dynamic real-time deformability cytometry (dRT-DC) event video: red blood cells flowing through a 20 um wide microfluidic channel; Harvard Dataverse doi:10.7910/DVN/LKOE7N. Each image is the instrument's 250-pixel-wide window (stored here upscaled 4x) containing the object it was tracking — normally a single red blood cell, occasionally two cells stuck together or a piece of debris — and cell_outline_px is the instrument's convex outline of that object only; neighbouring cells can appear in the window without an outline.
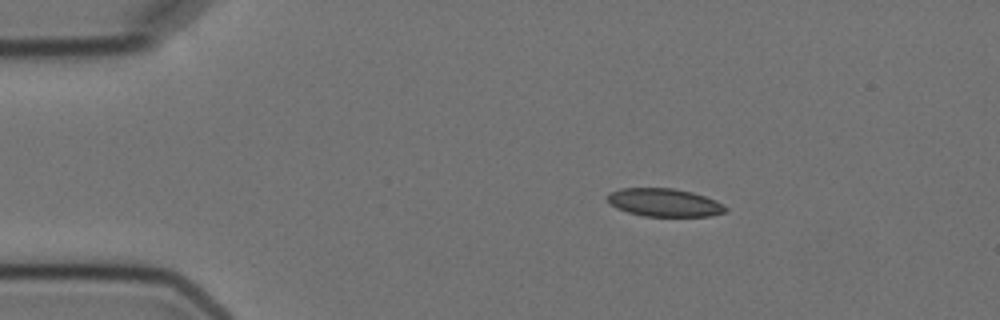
{"species": "Egyptian fruit bat (a non-hibernating species)", "species_latin": "Rousettus aegyptiacus", "temperature_condition": "cold", "stored_images_in_passage": 3, "camera_frame_rate_fps": 3000, "um_per_image_px": 0.085, "animal": {"sex": "female"}, "frame": {"image": 1, "passage_image": 1, "time_ms": 0.0, "image_size_px": [1000, 320], "cell_outline_px": [[728, 208], [724, 212], [712, 216], [644, 216], [628, 212], [616, 208], [604, 196], [608, 192], [620, 188], [672, 188], [692, 192], [716, 200]], "centroid_in_image_um": [56.44, 17.21], "position_along_channel_um": 28.6, "area_um2": 19.36}}
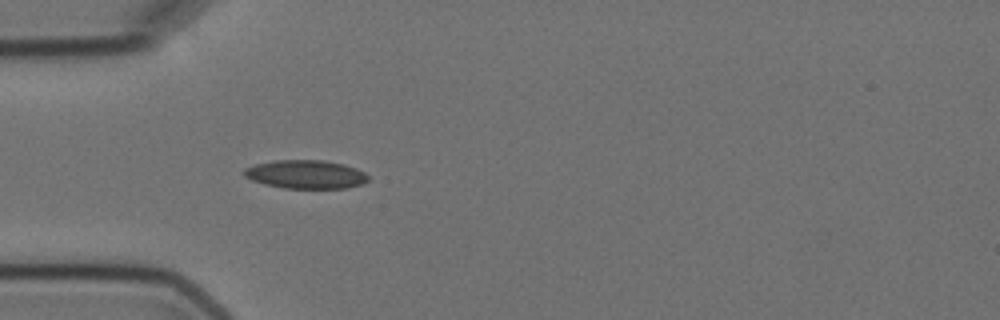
{"frame": {"image": 2, "passage_image": 3, "time_ms": 2.333, "image_size_px": [1000, 320], "cell_outline_px": [[368, 180], [364, 184], [344, 188], [284, 188], [264, 184], [252, 180], [244, 176], [240, 172], [244, 168], [256, 164], [272, 160], [324, 160], [344, 164], [356, 168], [364, 172], [368, 176]], "centroid_in_image_um": [25.96, 14.81], "position_along_channel_um": 59.0, "area_um2": 20.81}}